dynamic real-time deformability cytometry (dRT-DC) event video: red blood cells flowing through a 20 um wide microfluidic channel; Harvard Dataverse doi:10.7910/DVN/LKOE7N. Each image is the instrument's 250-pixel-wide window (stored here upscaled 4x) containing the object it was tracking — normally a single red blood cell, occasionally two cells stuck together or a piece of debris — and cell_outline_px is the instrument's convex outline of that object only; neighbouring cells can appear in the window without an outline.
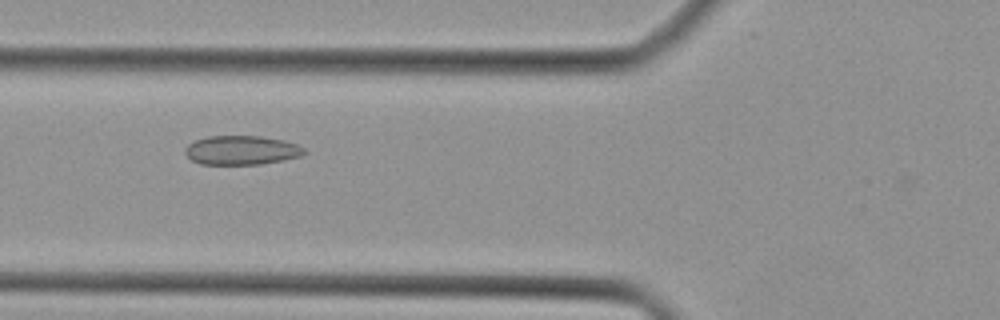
{"species": "Egyptian fruit bat (a non-hibernating species)", "species_latin": "Rousettus aegyptiacus", "temperature_condition": "cold", "stored_images_in_passage": 32, "camera_frame_rate_fps": 3000, "um_per_image_px": 0.085, "animal": {"sex": "female"}, "frame": {"image": 1, "passage_image": 5, "time_ms": 1.333, "image_size_px": [1000, 320], "cell_outline_px": [[308, 152], [300, 156], [284, 160], [260, 164], [200, 164], [192, 160], [184, 152], [184, 148], [188, 144], [196, 140], [208, 136], [260, 136], [284, 140], [296, 144], [304, 148]], "centroid_in_image_um": [20.54, 12.76], "position_along_channel_um": 105.3, "area_um2": 20.23}}
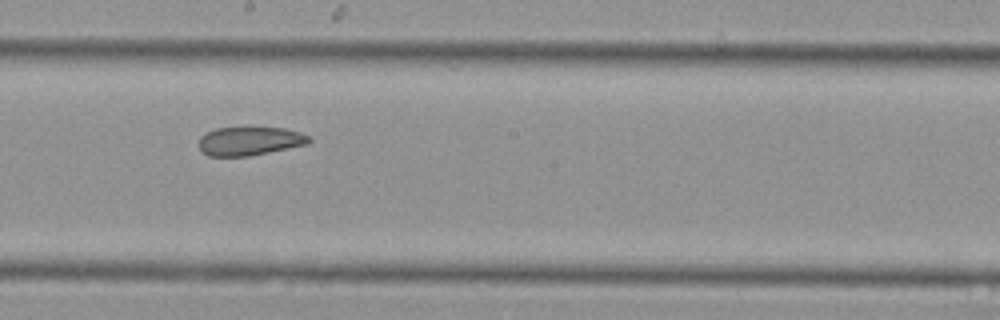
{"frame": {"image": 2, "passage_image": 13, "time_ms": 4.0, "image_size_px": [1000, 320], "cell_outline_px": [[312, 140], [308, 144], [248, 156], [208, 156], [200, 148], [200, 136], [216, 128], [284, 128], [300, 132], [308, 136]], "centroid_in_image_um": [21.24, 11.99], "position_along_channel_um": 227.0, "area_um2": 18.09}}
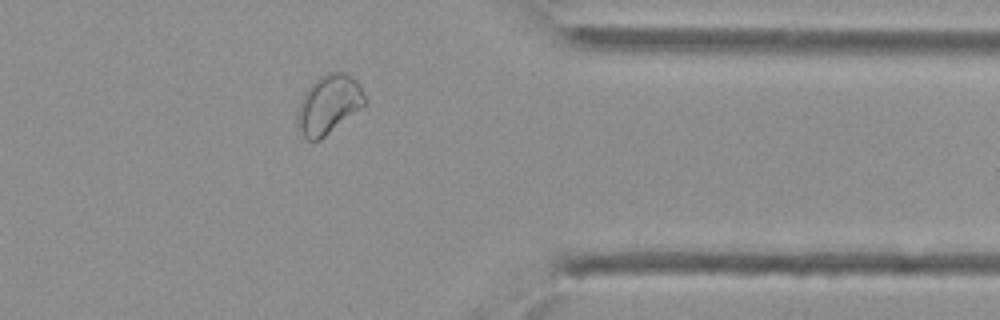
{"frame": {"image": 3, "passage_image": 24, "time_ms": 7.667, "image_size_px": [1000, 320], "cell_outline_px": [[368, 104], [364, 108], [320, 140], [308, 140], [304, 136], [296, 124], [296, 116], [300, 100], [304, 92], [320, 76], [328, 72], [344, 72], [352, 76], [360, 84], [368, 100]], "centroid_in_image_um": [27.99, 8.88], "position_along_channel_um": 383.4, "area_um2": 23.7}}